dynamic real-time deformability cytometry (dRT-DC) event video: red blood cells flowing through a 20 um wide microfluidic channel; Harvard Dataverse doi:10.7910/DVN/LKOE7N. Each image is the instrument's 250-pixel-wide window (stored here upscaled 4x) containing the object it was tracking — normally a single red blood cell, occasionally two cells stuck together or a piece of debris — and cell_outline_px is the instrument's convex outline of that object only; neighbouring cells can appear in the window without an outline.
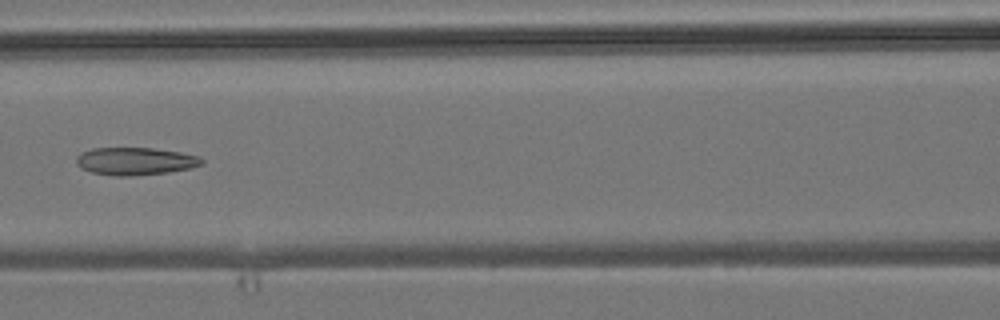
{"species": "common noctule bat (a hibernating species)", "species_latin": "Nyctalus noctula", "temperature_condition": "room temperature", "stored_images_in_passage": 7, "camera_frame_rate_fps": 3000, "um_per_image_px": 0.085, "animal": {"sex": "male", "body_mass_g": 19.2, "forearm_length_mm": 51.8}, "frame": {"image": 1, "passage_image": 7, "time_ms": 7.0, "image_size_px": [1000, 320], "cell_outline_px": [[204, 164], [192, 168], [168, 172], [128, 176], [116, 176], [92, 172], [80, 168], [76, 164], [76, 156], [80, 152], [92, 148], [152, 148], [180, 152], [200, 156], [204, 160]], "centroid_in_image_um": [11.5, 13.7], "position_along_channel_um": 155.1, "area_um2": 20.35}}